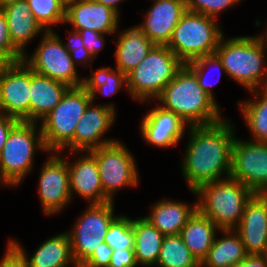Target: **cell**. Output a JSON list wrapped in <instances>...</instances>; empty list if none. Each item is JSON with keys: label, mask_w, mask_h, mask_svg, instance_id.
Here are the masks:
<instances>
[{"label": "cell", "mask_w": 267, "mask_h": 267, "mask_svg": "<svg viewBox=\"0 0 267 267\" xmlns=\"http://www.w3.org/2000/svg\"><path fill=\"white\" fill-rule=\"evenodd\" d=\"M94 1L99 2L103 4L104 6L110 8L111 10L115 11L120 16L119 5L122 1H125V0H94Z\"/></svg>", "instance_id": "obj_44"}, {"label": "cell", "mask_w": 267, "mask_h": 267, "mask_svg": "<svg viewBox=\"0 0 267 267\" xmlns=\"http://www.w3.org/2000/svg\"><path fill=\"white\" fill-rule=\"evenodd\" d=\"M0 60L3 63H16L23 55L12 45L5 14L0 9Z\"/></svg>", "instance_id": "obj_36"}, {"label": "cell", "mask_w": 267, "mask_h": 267, "mask_svg": "<svg viewBox=\"0 0 267 267\" xmlns=\"http://www.w3.org/2000/svg\"><path fill=\"white\" fill-rule=\"evenodd\" d=\"M37 22L45 31L65 23L66 5L60 0H27Z\"/></svg>", "instance_id": "obj_32"}, {"label": "cell", "mask_w": 267, "mask_h": 267, "mask_svg": "<svg viewBox=\"0 0 267 267\" xmlns=\"http://www.w3.org/2000/svg\"><path fill=\"white\" fill-rule=\"evenodd\" d=\"M183 65L166 45H155L142 62L127 74L129 96L140 104L155 101Z\"/></svg>", "instance_id": "obj_6"}, {"label": "cell", "mask_w": 267, "mask_h": 267, "mask_svg": "<svg viewBox=\"0 0 267 267\" xmlns=\"http://www.w3.org/2000/svg\"><path fill=\"white\" fill-rule=\"evenodd\" d=\"M17 1L19 0H0V8L10 3L17 2Z\"/></svg>", "instance_id": "obj_46"}, {"label": "cell", "mask_w": 267, "mask_h": 267, "mask_svg": "<svg viewBox=\"0 0 267 267\" xmlns=\"http://www.w3.org/2000/svg\"><path fill=\"white\" fill-rule=\"evenodd\" d=\"M230 177L254 193H267V143L234 139Z\"/></svg>", "instance_id": "obj_14"}, {"label": "cell", "mask_w": 267, "mask_h": 267, "mask_svg": "<svg viewBox=\"0 0 267 267\" xmlns=\"http://www.w3.org/2000/svg\"><path fill=\"white\" fill-rule=\"evenodd\" d=\"M200 267H230L246 258L244 244L234 229L220 230Z\"/></svg>", "instance_id": "obj_28"}, {"label": "cell", "mask_w": 267, "mask_h": 267, "mask_svg": "<svg viewBox=\"0 0 267 267\" xmlns=\"http://www.w3.org/2000/svg\"><path fill=\"white\" fill-rule=\"evenodd\" d=\"M142 25L145 35L155 45H167L174 28L187 11L185 0H151Z\"/></svg>", "instance_id": "obj_20"}, {"label": "cell", "mask_w": 267, "mask_h": 267, "mask_svg": "<svg viewBox=\"0 0 267 267\" xmlns=\"http://www.w3.org/2000/svg\"><path fill=\"white\" fill-rule=\"evenodd\" d=\"M115 201L103 204H87L83 213L78 216L71 230L66 231L70 238L72 255L77 265H81L100 244L115 214Z\"/></svg>", "instance_id": "obj_11"}, {"label": "cell", "mask_w": 267, "mask_h": 267, "mask_svg": "<svg viewBox=\"0 0 267 267\" xmlns=\"http://www.w3.org/2000/svg\"><path fill=\"white\" fill-rule=\"evenodd\" d=\"M155 100L189 126L213 125L225 118L220 104L199 86L197 77L185 64Z\"/></svg>", "instance_id": "obj_2"}, {"label": "cell", "mask_w": 267, "mask_h": 267, "mask_svg": "<svg viewBox=\"0 0 267 267\" xmlns=\"http://www.w3.org/2000/svg\"><path fill=\"white\" fill-rule=\"evenodd\" d=\"M82 87L90 94L92 102H96L98 95L110 97L121 89L128 93L127 75L116 67H100L93 70L92 75L83 77Z\"/></svg>", "instance_id": "obj_30"}, {"label": "cell", "mask_w": 267, "mask_h": 267, "mask_svg": "<svg viewBox=\"0 0 267 267\" xmlns=\"http://www.w3.org/2000/svg\"><path fill=\"white\" fill-rule=\"evenodd\" d=\"M247 255H267V195L255 193L246 203L239 225Z\"/></svg>", "instance_id": "obj_19"}, {"label": "cell", "mask_w": 267, "mask_h": 267, "mask_svg": "<svg viewBox=\"0 0 267 267\" xmlns=\"http://www.w3.org/2000/svg\"><path fill=\"white\" fill-rule=\"evenodd\" d=\"M78 32L86 48L83 68L92 67V62L96 59L99 51L105 46L106 36L111 37L112 35L101 34L91 29L79 30Z\"/></svg>", "instance_id": "obj_37"}, {"label": "cell", "mask_w": 267, "mask_h": 267, "mask_svg": "<svg viewBox=\"0 0 267 267\" xmlns=\"http://www.w3.org/2000/svg\"><path fill=\"white\" fill-rule=\"evenodd\" d=\"M134 249L113 250L109 267H137Z\"/></svg>", "instance_id": "obj_41"}, {"label": "cell", "mask_w": 267, "mask_h": 267, "mask_svg": "<svg viewBox=\"0 0 267 267\" xmlns=\"http://www.w3.org/2000/svg\"><path fill=\"white\" fill-rule=\"evenodd\" d=\"M266 53L267 44L258 35L223 36L215 51L226 76L248 91L267 87Z\"/></svg>", "instance_id": "obj_3"}, {"label": "cell", "mask_w": 267, "mask_h": 267, "mask_svg": "<svg viewBox=\"0 0 267 267\" xmlns=\"http://www.w3.org/2000/svg\"><path fill=\"white\" fill-rule=\"evenodd\" d=\"M155 267H200V263L184 244L180 234L166 235Z\"/></svg>", "instance_id": "obj_31"}, {"label": "cell", "mask_w": 267, "mask_h": 267, "mask_svg": "<svg viewBox=\"0 0 267 267\" xmlns=\"http://www.w3.org/2000/svg\"><path fill=\"white\" fill-rule=\"evenodd\" d=\"M19 122L16 118L0 113V152L11 129Z\"/></svg>", "instance_id": "obj_42"}, {"label": "cell", "mask_w": 267, "mask_h": 267, "mask_svg": "<svg viewBox=\"0 0 267 267\" xmlns=\"http://www.w3.org/2000/svg\"><path fill=\"white\" fill-rule=\"evenodd\" d=\"M263 33L258 34V36L267 44V24Z\"/></svg>", "instance_id": "obj_45"}, {"label": "cell", "mask_w": 267, "mask_h": 267, "mask_svg": "<svg viewBox=\"0 0 267 267\" xmlns=\"http://www.w3.org/2000/svg\"><path fill=\"white\" fill-rule=\"evenodd\" d=\"M120 16L94 0H73L66 6L65 23L75 31L91 29L105 35H115L120 29Z\"/></svg>", "instance_id": "obj_18"}, {"label": "cell", "mask_w": 267, "mask_h": 267, "mask_svg": "<svg viewBox=\"0 0 267 267\" xmlns=\"http://www.w3.org/2000/svg\"><path fill=\"white\" fill-rule=\"evenodd\" d=\"M34 52L23 55V61L36 73L67 84L80 87L83 77L77 67L84 63L70 54L57 31H46ZM80 76V77H79Z\"/></svg>", "instance_id": "obj_8"}, {"label": "cell", "mask_w": 267, "mask_h": 267, "mask_svg": "<svg viewBox=\"0 0 267 267\" xmlns=\"http://www.w3.org/2000/svg\"><path fill=\"white\" fill-rule=\"evenodd\" d=\"M30 67L22 60L0 65V113L29 122Z\"/></svg>", "instance_id": "obj_15"}, {"label": "cell", "mask_w": 267, "mask_h": 267, "mask_svg": "<svg viewBox=\"0 0 267 267\" xmlns=\"http://www.w3.org/2000/svg\"><path fill=\"white\" fill-rule=\"evenodd\" d=\"M190 193L197 198V210L221 230L239 225L246 203L255 194L232 177L203 184Z\"/></svg>", "instance_id": "obj_4"}, {"label": "cell", "mask_w": 267, "mask_h": 267, "mask_svg": "<svg viewBox=\"0 0 267 267\" xmlns=\"http://www.w3.org/2000/svg\"><path fill=\"white\" fill-rule=\"evenodd\" d=\"M132 228L138 266H156L164 235L143 216L132 219Z\"/></svg>", "instance_id": "obj_27"}, {"label": "cell", "mask_w": 267, "mask_h": 267, "mask_svg": "<svg viewBox=\"0 0 267 267\" xmlns=\"http://www.w3.org/2000/svg\"><path fill=\"white\" fill-rule=\"evenodd\" d=\"M148 111L140 121L142 139L155 148L177 146L189 125L179 115L159 104Z\"/></svg>", "instance_id": "obj_16"}, {"label": "cell", "mask_w": 267, "mask_h": 267, "mask_svg": "<svg viewBox=\"0 0 267 267\" xmlns=\"http://www.w3.org/2000/svg\"><path fill=\"white\" fill-rule=\"evenodd\" d=\"M242 0H185L187 11L217 19L221 12L235 7Z\"/></svg>", "instance_id": "obj_35"}, {"label": "cell", "mask_w": 267, "mask_h": 267, "mask_svg": "<svg viewBox=\"0 0 267 267\" xmlns=\"http://www.w3.org/2000/svg\"><path fill=\"white\" fill-rule=\"evenodd\" d=\"M181 174L188 188L230 177L232 147L237 134L231 119L206 126H189ZM224 176V177H223Z\"/></svg>", "instance_id": "obj_1"}, {"label": "cell", "mask_w": 267, "mask_h": 267, "mask_svg": "<svg viewBox=\"0 0 267 267\" xmlns=\"http://www.w3.org/2000/svg\"><path fill=\"white\" fill-rule=\"evenodd\" d=\"M104 241L113 250L134 249L132 218L119 214L109 225Z\"/></svg>", "instance_id": "obj_34"}, {"label": "cell", "mask_w": 267, "mask_h": 267, "mask_svg": "<svg viewBox=\"0 0 267 267\" xmlns=\"http://www.w3.org/2000/svg\"><path fill=\"white\" fill-rule=\"evenodd\" d=\"M60 1H62L66 6L70 3V2H72L73 0H60Z\"/></svg>", "instance_id": "obj_47"}, {"label": "cell", "mask_w": 267, "mask_h": 267, "mask_svg": "<svg viewBox=\"0 0 267 267\" xmlns=\"http://www.w3.org/2000/svg\"><path fill=\"white\" fill-rule=\"evenodd\" d=\"M115 36V67L124 74H128L149 54L155 44L145 35L142 25L131 26Z\"/></svg>", "instance_id": "obj_22"}, {"label": "cell", "mask_w": 267, "mask_h": 267, "mask_svg": "<svg viewBox=\"0 0 267 267\" xmlns=\"http://www.w3.org/2000/svg\"><path fill=\"white\" fill-rule=\"evenodd\" d=\"M218 19L186 11L166 45L184 64L215 54L225 35Z\"/></svg>", "instance_id": "obj_7"}, {"label": "cell", "mask_w": 267, "mask_h": 267, "mask_svg": "<svg viewBox=\"0 0 267 267\" xmlns=\"http://www.w3.org/2000/svg\"><path fill=\"white\" fill-rule=\"evenodd\" d=\"M69 88L67 84L38 74L30 68L29 122L39 123L60 103Z\"/></svg>", "instance_id": "obj_23"}, {"label": "cell", "mask_w": 267, "mask_h": 267, "mask_svg": "<svg viewBox=\"0 0 267 267\" xmlns=\"http://www.w3.org/2000/svg\"><path fill=\"white\" fill-rule=\"evenodd\" d=\"M253 99L237 102L238 109L250 131L251 141L267 143V87L248 91Z\"/></svg>", "instance_id": "obj_29"}, {"label": "cell", "mask_w": 267, "mask_h": 267, "mask_svg": "<svg viewBox=\"0 0 267 267\" xmlns=\"http://www.w3.org/2000/svg\"><path fill=\"white\" fill-rule=\"evenodd\" d=\"M124 144L118 140L89 151L96 158L104 194L111 201L115 200L117 192L137 187L140 182L137 162Z\"/></svg>", "instance_id": "obj_10"}, {"label": "cell", "mask_w": 267, "mask_h": 267, "mask_svg": "<svg viewBox=\"0 0 267 267\" xmlns=\"http://www.w3.org/2000/svg\"><path fill=\"white\" fill-rule=\"evenodd\" d=\"M19 121L9 132L0 152V185L16 188L33 171L36 151L48 153L40 125ZM39 150V151H38Z\"/></svg>", "instance_id": "obj_5"}, {"label": "cell", "mask_w": 267, "mask_h": 267, "mask_svg": "<svg viewBox=\"0 0 267 267\" xmlns=\"http://www.w3.org/2000/svg\"><path fill=\"white\" fill-rule=\"evenodd\" d=\"M230 267H267V255H247L245 259Z\"/></svg>", "instance_id": "obj_43"}, {"label": "cell", "mask_w": 267, "mask_h": 267, "mask_svg": "<svg viewBox=\"0 0 267 267\" xmlns=\"http://www.w3.org/2000/svg\"><path fill=\"white\" fill-rule=\"evenodd\" d=\"M79 156L74 162L69 155ZM67 163L72 200L80 196L88 204H103L111 200L104 194L96 158L89 152H68ZM69 157V158H68Z\"/></svg>", "instance_id": "obj_17"}, {"label": "cell", "mask_w": 267, "mask_h": 267, "mask_svg": "<svg viewBox=\"0 0 267 267\" xmlns=\"http://www.w3.org/2000/svg\"><path fill=\"white\" fill-rule=\"evenodd\" d=\"M220 230L208 217L196 210L188 219L180 235L192 255L201 263Z\"/></svg>", "instance_id": "obj_26"}, {"label": "cell", "mask_w": 267, "mask_h": 267, "mask_svg": "<svg viewBox=\"0 0 267 267\" xmlns=\"http://www.w3.org/2000/svg\"><path fill=\"white\" fill-rule=\"evenodd\" d=\"M67 33L69 39L67 40V43L63 42L64 46L70 52V54L74 55L85 64L86 48L81 35L78 31H75L73 29H70L69 31L67 30Z\"/></svg>", "instance_id": "obj_40"}, {"label": "cell", "mask_w": 267, "mask_h": 267, "mask_svg": "<svg viewBox=\"0 0 267 267\" xmlns=\"http://www.w3.org/2000/svg\"><path fill=\"white\" fill-rule=\"evenodd\" d=\"M47 154L39 171L38 194L43 213L53 216L68 207L72 197L66 156L62 152Z\"/></svg>", "instance_id": "obj_12"}, {"label": "cell", "mask_w": 267, "mask_h": 267, "mask_svg": "<svg viewBox=\"0 0 267 267\" xmlns=\"http://www.w3.org/2000/svg\"><path fill=\"white\" fill-rule=\"evenodd\" d=\"M112 251L113 249L106 242H103L80 267H109Z\"/></svg>", "instance_id": "obj_39"}, {"label": "cell", "mask_w": 267, "mask_h": 267, "mask_svg": "<svg viewBox=\"0 0 267 267\" xmlns=\"http://www.w3.org/2000/svg\"><path fill=\"white\" fill-rule=\"evenodd\" d=\"M91 102L82 86L70 87L60 103L39 122L49 152H60L74 138L77 123Z\"/></svg>", "instance_id": "obj_9"}, {"label": "cell", "mask_w": 267, "mask_h": 267, "mask_svg": "<svg viewBox=\"0 0 267 267\" xmlns=\"http://www.w3.org/2000/svg\"><path fill=\"white\" fill-rule=\"evenodd\" d=\"M27 258L30 267H76L69 235L66 231L46 238L32 256L15 238L9 239Z\"/></svg>", "instance_id": "obj_24"}, {"label": "cell", "mask_w": 267, "mask_h": 267, "mask_svg": "<svg viewBox=\"0 0 267 267\" xmlns=\"http://www.w3.org/2000/svg\"><path fill=\"white\" fill-rule=\"evenodd\" d=\"M149 214L144 216L152 225L166 235H178L188 219L197 210V201L186 203L164 198L152 204Z\"/></svg>", "instance_id": "obj_25"}, {"label": "cell", "mask_w": 267, "mask_h": 267, "mask_svg": "<svg viewBox=\"0 0 267 267\" xmlns=\"http://www.w3.org/2000/svg\"><path fill=\"white\" fill-rule=\"evenodd\" d=\"M116 111L115 103L91 102L77 123L74 138L60 152H86L118 141L104 135L115 125Z\"/></svg>", "instance_id": "obj_13"}, {"label": "cell", "mask_w": 267, "mask_h": 267, "mask_svg": "<svg viewBox=\"0 0 267 267\" xmlns=\"http://www.w3.org/2000/svg\"><path fill=\"white\" fill-rule=\"evenodd\" d=\"M5 14L12 45L22 54L27 53V46L39 34L46 31L37 22L27 0H19L0 8Z\"/></svg>", "instance_id": "obj_21"}, {"label": "cell", "mask_w": 267, "mask_h": 267, "mask_svg": "<svg viewBox=\"0 0 267 267\" xmlns=\"http://www.w3.org/2000/svg\"><path fill=\"white\" fill-rule=\"evenodd\" d=\"M0 267H30L25 255L8 239Z\"/></svg>", "instance_id": "obj_38"}, {"label": "cell", "mask_w": 267, "mask_h": 267, "mask_svg": "<svg viewBox=\"0 0 267 267\" xmlns=\"http://www.w3.org/2000/svg\"><path fill=\"white\" fill-rule=\"evenodd\" d=\"M185 65L195 74L198 79L199 86L217 103L212 87L218 84L217 82L221 79V74L225 73L226 75V70L219 57L216 54L206 55L192 60ZM208 68L211 70L213 69V71L215 69V72L219 71L216 75L217 78H215V82L213 81V83L209 79V77L212 78L211 73L208 72L210 73V76L207 74V71L209 70Z\"/></svg>", "instance_id": "obj_33"}]
</instances>
